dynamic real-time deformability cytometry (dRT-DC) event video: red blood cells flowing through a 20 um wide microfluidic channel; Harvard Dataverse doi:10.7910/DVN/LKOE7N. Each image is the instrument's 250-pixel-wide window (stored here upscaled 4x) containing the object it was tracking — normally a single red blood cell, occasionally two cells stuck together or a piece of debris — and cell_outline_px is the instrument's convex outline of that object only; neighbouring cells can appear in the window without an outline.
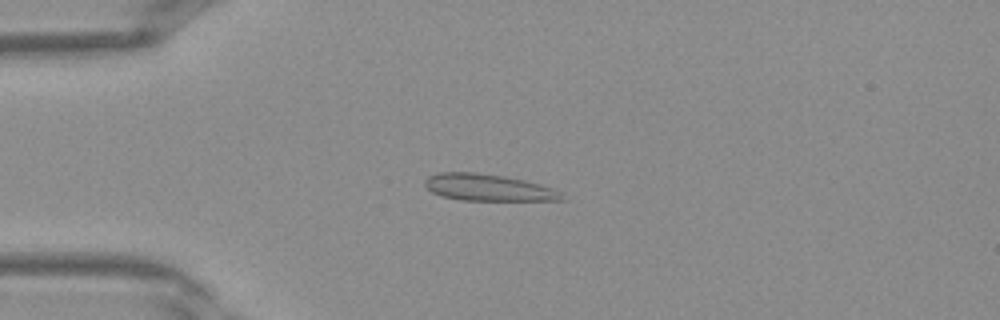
{"species": "Egyptian fruit bat (a non-hibernating species)", "species_latin": "Rousettus aegyptiacus", "temperature_condition": "warm", "stored_images_in_passage": 40, "camera_frame_rate_fps": 3000, "um_per_image_px": 0.085, "frame": {"image": 1, "passage_image": 10, "time_ms": 3.0, "image_size_px": [1000, 320], "cell_outline_px": [[568, 200], [460, 200], [440, 196], [432, 192], [424, 184], [424, 180], [428, 176], [440, 172], [476, 172], [504, 176], [524, 180], [540, 184], [564, 192]], "centroid_in_image_um": [41.53, 15.94], "position_along_channel_um": 43.5, "area_um2": 21.56}}
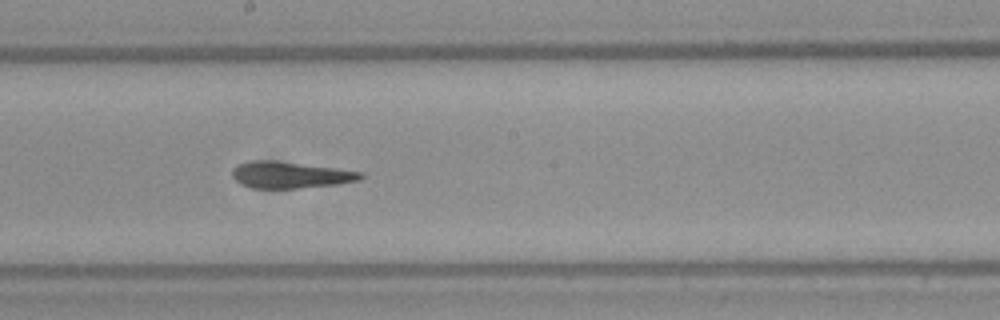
{"frame": {"image": 2, "passage_image": 22, "time_ms": 7.0, "image_size_px": [1000, 320], "cell_outline_px": [[364, 176], [360, 180], [336, 184], [296, 188], [252, 188], [240, 184], [232, 176], [232, 168], [236, 164], [248, 160], [268, 160], [336, 168], [364, 172]], "centroid_in_image_um": [24.63, 14.86], "position_along_channel_um": 223.6, "area_um2": 19.83}}
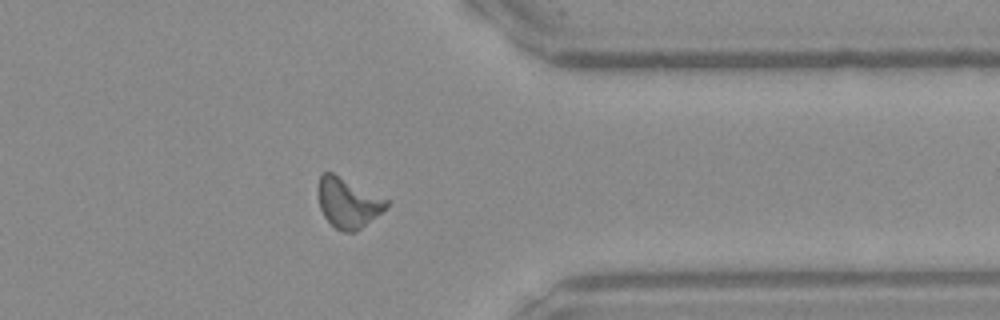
{"frame": {"image": 3, "passage_image": 32, "time_ms": 10.333, "image_size_px": [1000, 320], "cell_outline_px": [[388, 208], [356, 232], [344, 232], [336, 228], [324, 216], [320, 208], [320, 176], [324, 172], [332, 172], [388, 200]], "centroid_in_image_um": [29.62, 17.27], "position_along_channel_um": 381.8, "area_um2": 19.42}}